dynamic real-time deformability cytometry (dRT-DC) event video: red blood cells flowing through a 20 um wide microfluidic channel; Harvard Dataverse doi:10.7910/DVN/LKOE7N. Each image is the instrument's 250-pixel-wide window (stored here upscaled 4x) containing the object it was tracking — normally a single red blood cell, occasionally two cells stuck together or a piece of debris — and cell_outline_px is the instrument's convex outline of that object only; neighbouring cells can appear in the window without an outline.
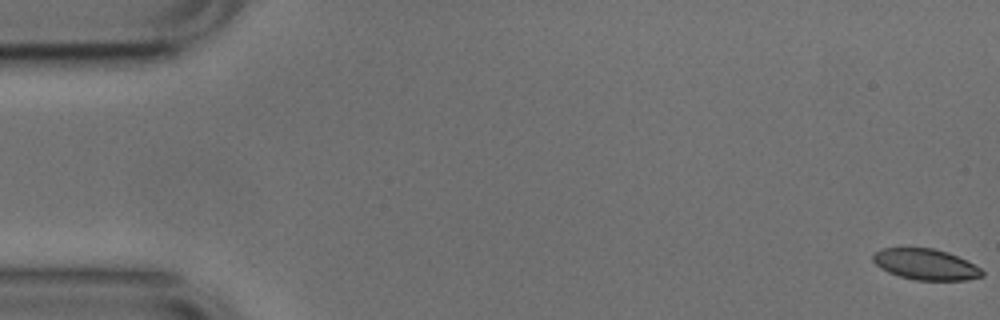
{"species": "common noctule bat (a hibernating species)", "species_latin": "Nyctalus noctula", "temperature_condition": "cold", "stored_images_in_passage": 54, "camera_frame_rate_fps": 3000, "um_per_image_px": 0.085, "animal": {"sex": "male", "body_mass_g": 17.9, "forearm_length_mm": 54.2}, "frame": {"image": 1, "passage_image": 1, "time_ms": 0.0, "image_size_px": [1000, 320], "cell_outline_px": [[984, 276], [964, 280], [916, 280], [900, 276], [888, 272], [880, 268], [872, 260], [872, 256], [880, 248], [932, 248], [948, 252], [980, 268], [984, 272]], "centroid_in_image_um": [78.65, 22.47], "position_along_channel_um": 6.3, "area_um2": 19.48}}
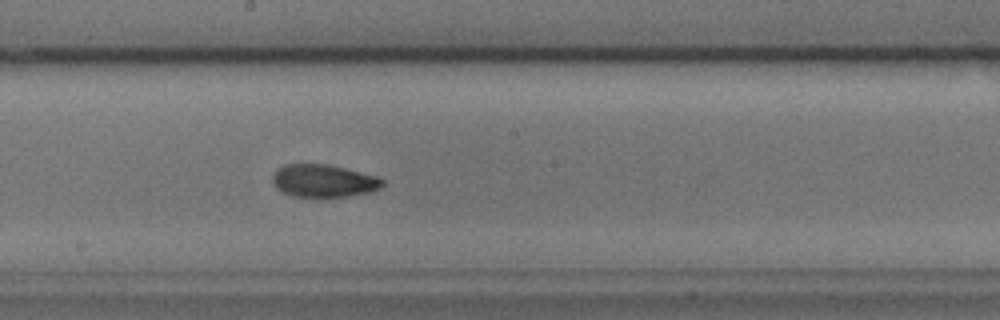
{"frame": {"image": 2, "passage_image": 29, "time_ms": 9.333, "image_size_px": [1000, 320], "cell_outline_px": [[384, 184], [380, 188], [372, 192], [348, 196], [292, 196], [276, 188], [272, 180], [272, 176], [276, 168], [284, 164], [328, 164], [376, 176], [384, 180]], "centroid_in_image_um": [27.49, 15.36], "position_along_channel_um": 220.7, "area_um2": 20.87}}
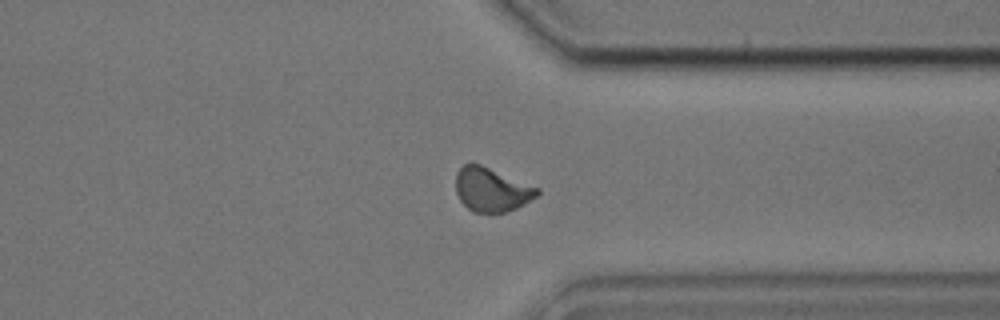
{"frame": {"image": 3, "passage_image": 41, "time_ms": 13.333, "image_size_px": [1000, 320], "cell_outline_px": [[540, 192], [536, 196], [524, 204], [516, 208], [504, 212], [472, 212], [460, 200], [456, 192], [456, 172], [464, 164], [480, 164], [540, 188]], "centroid_in_image_um": [41.78, 16.12], "position_along_channel_um": 369.6, "area_um2": 20.63}, "authors_computed_cell_mechanics": {"area_um2": 20.6346, "velocity_mm_per_s": 3.7639, "shape_relaxation_time_tau1_ms": 6.3167, "shape_relaxation_time_tau2_ms": 1.8459, "deformation_change_tau1": 0.1151, "deformation_change_tau2": 0.0664}}